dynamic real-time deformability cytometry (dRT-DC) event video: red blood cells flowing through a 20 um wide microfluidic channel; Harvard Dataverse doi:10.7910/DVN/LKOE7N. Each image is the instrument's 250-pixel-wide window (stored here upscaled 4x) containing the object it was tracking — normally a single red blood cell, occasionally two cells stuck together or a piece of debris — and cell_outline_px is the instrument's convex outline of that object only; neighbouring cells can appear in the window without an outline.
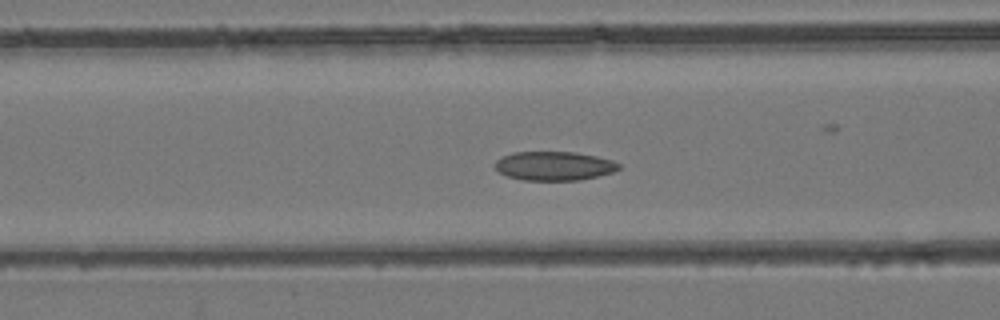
{"species": "common noctule bat (a hibernating species)", "species_latin": "Nyctalus noctula", "temperature_condition": "room temperature", "stored_images_in_passage": 42, "camera_frame_rate_fps": 3000, "um_per_image_px": 0.085, "animal": {"sex": "female", "body_mass_g": 24.6, "forearm_length_mm": 56.2}, "frame": {"image": 1, "passage_image": 18, "time_ms": 5.667, "image_size_px": [1000, 320], "cell_outline_px": [[620, 168], [612, 172], [580, 180], [524, 180], [508, 176], [500, 172], [496, 168], [496, 160], [512, 152], [572, 152], [596, 156], [612, 160], [620, 164]], "centroid_in_image_um": [47.11, 14.1], "position_along_channel_um": 119.5, "area_um2": 20.63}}
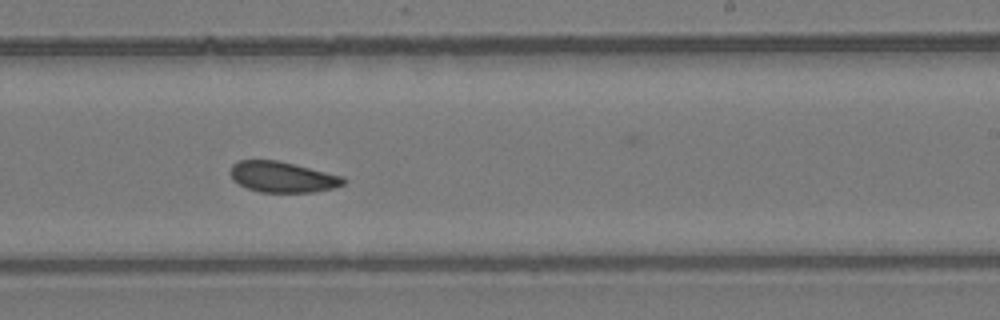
{"frame": {"image": 2, "passage_image": 28, "time_ms": 9.0, "image_size_px": [1000, 320], "cell_outline_px": [[344, 184], [332, 188], [312, 192], [260, 192], [248, 188], [232, 180], [232, 164], [240, 160], [276, 160], [340, 176], [344, 180]], "centroid_in_image_um": [23.96, 15.05], "position_along_channel_um": 265.0, "area_um2": 19.65}}
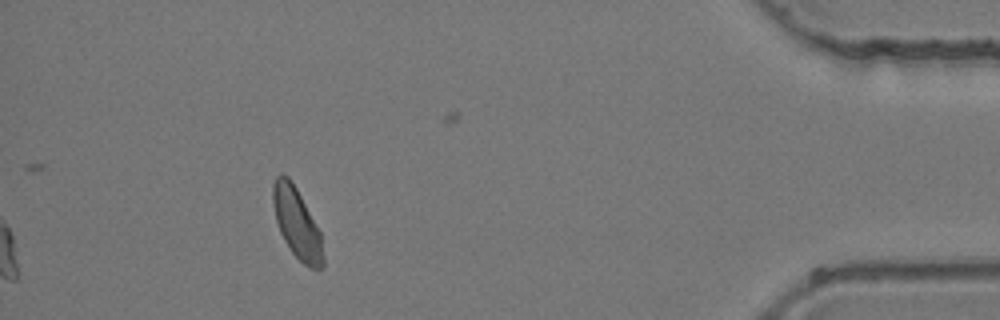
{"frame": {"image": 3, "passage_image": 42, "time_ms": 13.667, "image_size_px": [1000, 320], "cell_outline_px": [[324, 268], [312, 268], [304, 264], [292, 252], [284, 240], [280, 232], [276, 220], [272, 204], [272, 184], [276, 176], [280, 172], [288, 176], [296, 188], [320, 232], [324, 256]], "centroid_in_image_um": [25.21, 18.95], "position_along_channel_um": 410.0, "area_um2": 20.4}}